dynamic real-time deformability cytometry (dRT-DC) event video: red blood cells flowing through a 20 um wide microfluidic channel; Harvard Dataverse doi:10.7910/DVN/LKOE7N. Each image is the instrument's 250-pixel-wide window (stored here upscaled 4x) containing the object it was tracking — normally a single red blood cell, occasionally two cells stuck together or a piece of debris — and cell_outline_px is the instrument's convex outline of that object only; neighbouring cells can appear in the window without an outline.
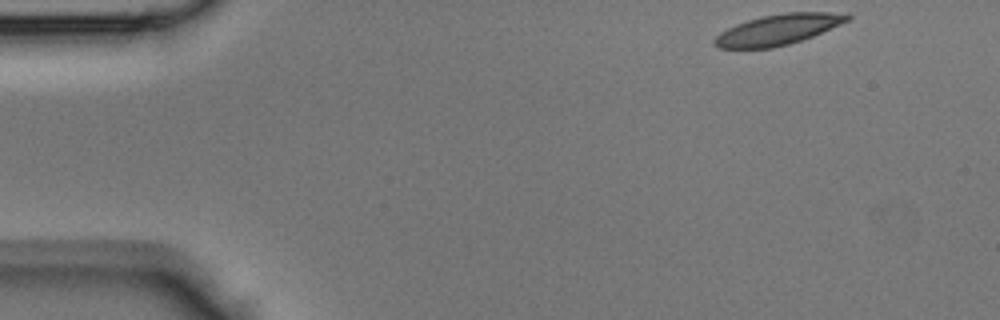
{"species": "Egyptian fruit bat (a non-hibernating species)", "species_latin": "Rousettus aegyptiacus", "temperature_condition": "room temperature", "stored_images_in_passage": 40, "camera_frame_rate_fps": 3000, "um_per_image_px": 0.085, "animal": {"sex": "male"}, "frame": {"image": 1, "passage_image": 1, "time_ms": 0.0, "image_size_px": [1000, 320], "cell_outline_px": [[852, 16], [848, 20], [840, 24], [812, 36], [788, 44], [772, 48], [720, 48], [712, 44], [712, 40], [720, 32], [736, 24], [760, 16], [784, 12], [848, 12]], "centroid_in_image_um": [66.13, 2.5], "position_along_channel_um": 18.9, "area_um2": 23.64}}
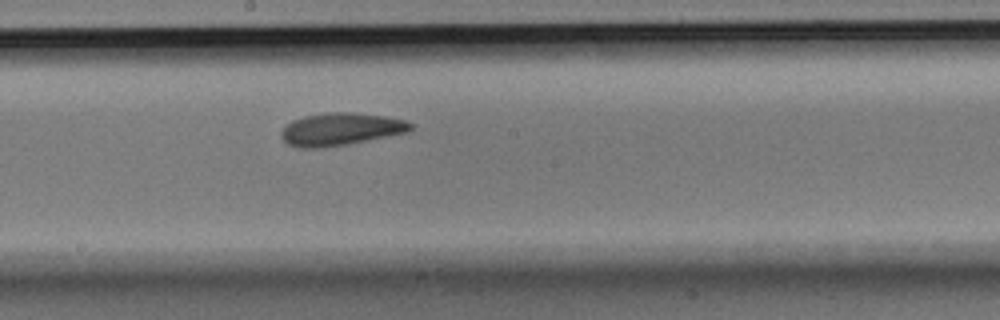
{"frame": {"image": 2, "passage_image": 20, "time_ms": 6.333, "image_size_px": [1000, 320], "cell_outline_px": [[412, 128], [408, 132], [348, 144], [324, 148], [300, 148], [288, 144], [280, 136], [280, 132], [292, 120], [304, 116], [328, 112], [352, 112], [388, 116], [404, 120], [412, 124]], "centroid_in_image_um": [28.95, 10.98], "position_along_channel_um": 219.3, "area_um2": 24.62}}
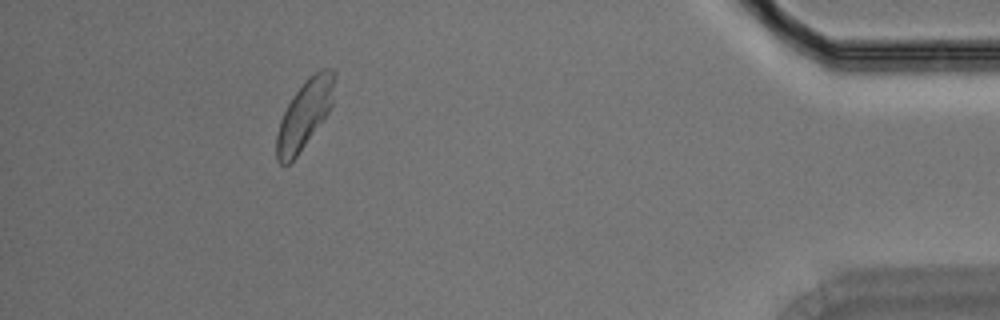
{"frame": {"image": 3, "passage_image": 36, "time_ms": 11.667, "image_size_px": [1000, 320], "cell_outline_px": [[336, 76], [332, 104], [328, 112], [296, 156], [288, 164], [280, 164], [276, 160], [276, 136], [280, 120], [292, 96], [304, 80], [308, 76], [320, 68], [332, 68], [336, 72]], "centroid_in_image_um": [25.89, 9.65], "position_along_channel_um": 409.3, "area_um2": 23.0}}